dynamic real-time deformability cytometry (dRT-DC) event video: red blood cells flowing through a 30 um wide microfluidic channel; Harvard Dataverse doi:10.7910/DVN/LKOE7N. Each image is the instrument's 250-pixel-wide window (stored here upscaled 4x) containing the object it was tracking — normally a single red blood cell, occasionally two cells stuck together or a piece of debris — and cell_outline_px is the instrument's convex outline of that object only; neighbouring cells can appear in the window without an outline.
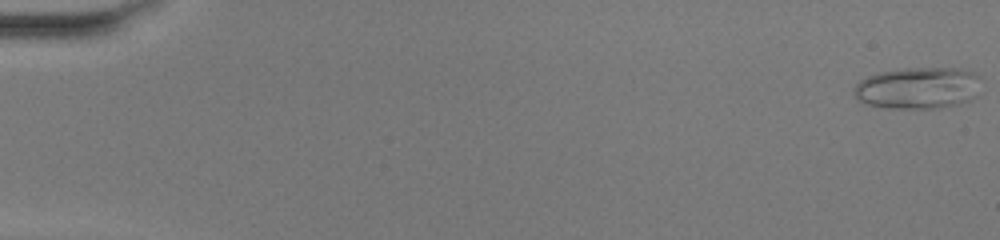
{"species": "common noctule bat (a hibernating species)", "species_latin": "Nyctalus noctula", "temperature_condition": "warm", "stored_images_in_passage": 51, "camera_frame_rate_fps": 3000, "um_per_image_px": 0.085, "animal": {"sex": "female", "body_mass_g": 20.0, "forearm_length_mm": 54.0}, "frame": {"image": 1, "passage_image": 1, "time_ms": 0.0, "image_size_px": [1000, 240], "cell_outline_px": [[980, 76], [976, 96], [972, 100], [960, 104], [940, 108], [884, 108], [864, 104], [852, 92], [852, 88], [860, 80], [868, 76], [880, 72], [900, 68], [960, 68], [976, 72]], "centroid_in_image_um": [78.03, 7.48], "position_along_channel_um": 7.0, "area_um2": 31.39}}
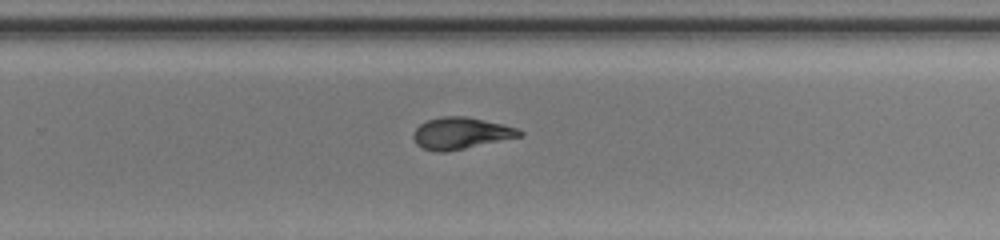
{"frame": {"image": 2, "passage_image": 34, "time_ms": 11.0, "image_size_px": [1000, 240], "cell_outline_px": [[524, 136], [448, 152], [436, 152], [424, 148], [416, 144], [412, 136], [412, 132], [420, 124], [428, 120], [440, 116], [464, 116], [484, 120], [516, 128], [524, 132]], "centroid_in_image_um": [39.16, 11.34], "position_along_channel_um": 290.6, "area_um2": 19.71}}
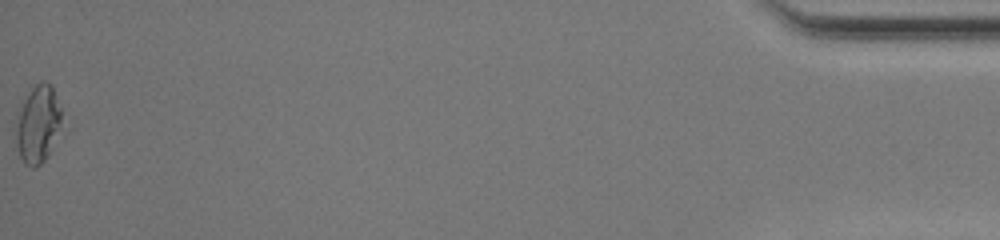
{"frame": {"image": 3, "passage_image": 51, "time_ms": 16.667, "image_size_px": [1000, 240], "cell_outline_px": [[60, 120], [52, 148], [48, 156], [36, 168], [32, 168], [24, 164], [20, 156], [16, 140], [16, 112], [32, 88], [40, 80], [44, 80], [52, 84], [60, 108]], "centroid_in_image_um": [3.19, 10.54], "position_along_channel_um": 432.0, "area_um2": 20.52}, "authors_computed_cell_mechanics": {"area_um2": 20.23, "velocity_mm_per_s": 4.1395, "shape_relaxation_time_tau1_ms": null, "shape_relaxation_time_tau2_ms": 2.6277, "deformation_change_tau1": null, "deformation_change_tau2": 0.0814}}